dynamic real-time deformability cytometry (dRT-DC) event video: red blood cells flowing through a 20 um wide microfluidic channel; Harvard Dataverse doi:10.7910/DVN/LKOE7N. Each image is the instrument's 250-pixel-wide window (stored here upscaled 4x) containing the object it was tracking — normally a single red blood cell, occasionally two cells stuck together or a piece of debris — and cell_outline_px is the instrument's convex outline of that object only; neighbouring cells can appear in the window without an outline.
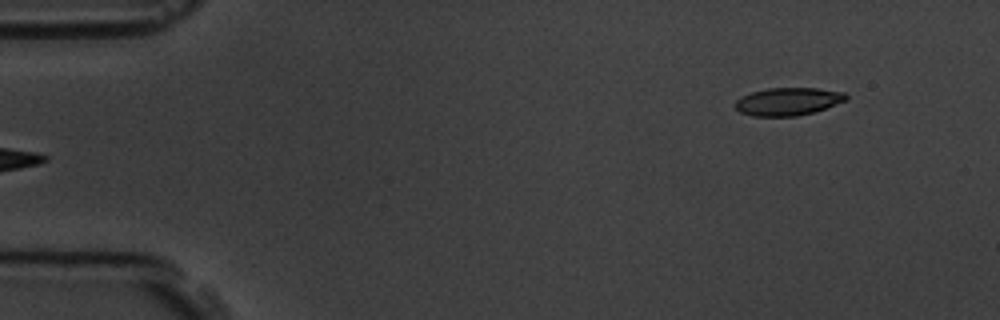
{"species": "common noctule bat (a hibernating species)", "species_latin": "Nyctalus noctula", "temperature_condition": "room temperature", "stored_images_in_passage": 5, "camera_frame_rate_fps": 3000, "um_per_image_px": 0.085, "animal": {"sex": "male", "body_mass_g": 19.5, "forearm_length_mm": 54.6}, "frame": {"image": 1, "passage_image": 5, "time_ms": 4.667, "image_size_px": [1000, 320], "cell_outline_px": [[848, 100], [812, 112], [796, 116], [752, 116], [740, 112], [736, 108], [736, 100], [740, 96], [752, 92], [768, 88], [816, 88], [844, 92], [848, 96]], "centroid_in_image_um": [66.97, 8.62], "position_along_channel_um": 18.0, "area_um2": 17.86}}